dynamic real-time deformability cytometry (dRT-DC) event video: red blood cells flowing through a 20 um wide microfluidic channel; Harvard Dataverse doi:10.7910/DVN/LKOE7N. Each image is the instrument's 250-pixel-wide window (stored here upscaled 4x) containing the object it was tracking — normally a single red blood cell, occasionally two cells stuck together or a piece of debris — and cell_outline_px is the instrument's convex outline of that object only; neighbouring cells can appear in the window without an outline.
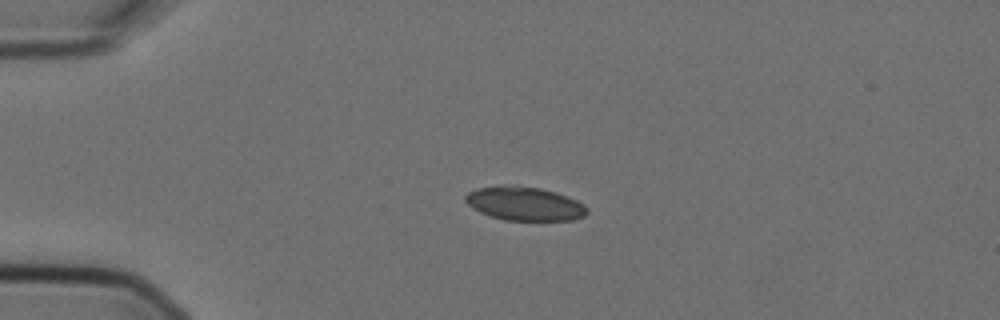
{"species": "Egyptian fruit bat (a non-hibernating species)", "species_latin": "Rousettus aegyptiacus", "temperature_condition": "cold", "stored_images_in_passage": 3, "camera_frame_rate_fps": 3000, "um_per_image_px": 0.085, "animal": {"sex": "female"}, "frame": {"image": 1, "passage_image": 3, "time_ms": 0.667, "image_size_px": [1000, 320], "cell_outline_px": [[588, 212], [584, 216], [572, 220], [504, 220], [480, 212], [472, 208], [464, 200], [464, 196], [468, 192], [480, 188], [540, 188], [556, 192], [576, 200], [584, 204], [588, 208]], "centroid_in_image_um": [44.64, 17.36], "position_along_channel_um": 40.4, "area_um2": 23.06}}